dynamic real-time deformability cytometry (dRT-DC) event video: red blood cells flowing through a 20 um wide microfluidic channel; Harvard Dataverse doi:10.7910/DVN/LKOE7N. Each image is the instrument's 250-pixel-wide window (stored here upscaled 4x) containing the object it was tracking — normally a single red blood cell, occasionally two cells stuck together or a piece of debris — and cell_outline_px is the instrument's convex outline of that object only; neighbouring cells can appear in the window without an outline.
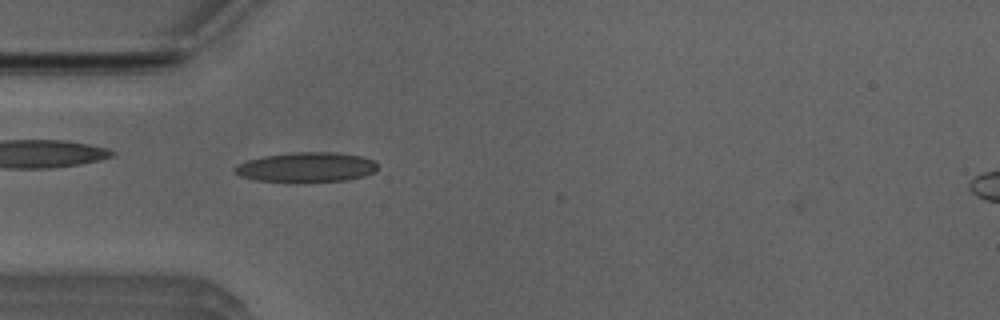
{"species": "Egyptian fruit bat (a non-hibernating species)", "species_latin": "Rousettus aegyptiacus", "temperature_condition": "room temperature", "stored_images_in_passage": 4, "camera_frame_rate_fps": 3000, "um_per_image_px": 0.085, "animal": {"sex": "male"}, "frame": {"image": 1, "passage_image": 2, "time_ms": 0.333, "image_size_px": [1000, 320], "cell_outline_px": [[376, 172], [364, 176], [348, 180], [300, 184], [288, 184], [256, 180], [240, 176], [232, 172], [232, 168], [236, 164], [248, 160], [264, 156], [296, 152], [336, 152], [360, 156], [372, 160], [376, 164]], "centroid_in_image_um": [25.98, 14.26], "position_along_channel_um": 59.0, "area_um2": 25.72}}